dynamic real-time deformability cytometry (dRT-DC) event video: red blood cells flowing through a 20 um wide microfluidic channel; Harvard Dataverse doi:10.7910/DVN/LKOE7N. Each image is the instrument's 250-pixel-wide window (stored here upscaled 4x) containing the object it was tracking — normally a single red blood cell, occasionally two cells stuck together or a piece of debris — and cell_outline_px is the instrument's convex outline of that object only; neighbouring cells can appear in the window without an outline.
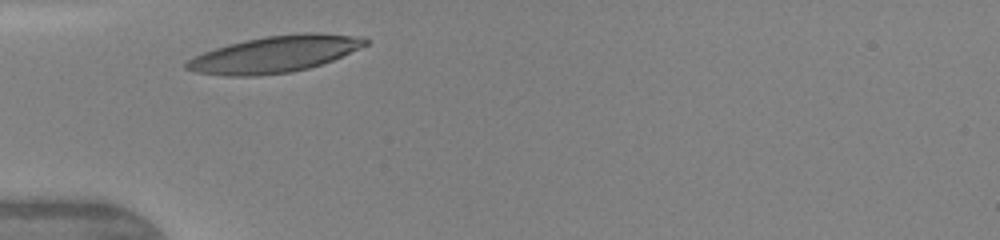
{"species": "human", "species_latin": "Homo sapiens", "temperature_condition": "warm", "stored_images_in_passage": 4, "camera_frame_rate_fps": 3000, "um_per_image_px": 0.085, "donor": {"sex": "female"}, "frame": {"image": 1, "passage_image": 1, "time_ms": 0.0, "image_size_px": [1000, 240], "cell_outline_px": [[368, 44], [332, 60], [308, 68], [292, 72], [256, 76], [228, 76], [196, 72], [184, 68], [184, 64], [188, 60], [204, 52], [228, 44], [244, 40], [264, 36], [304, 32], [316, 32], [364, 36], [368, 40]], "centroid_in_image_um": [23.37, 4.59], "position_along_channel_um": 61.6, "area_um2": 38.09}}